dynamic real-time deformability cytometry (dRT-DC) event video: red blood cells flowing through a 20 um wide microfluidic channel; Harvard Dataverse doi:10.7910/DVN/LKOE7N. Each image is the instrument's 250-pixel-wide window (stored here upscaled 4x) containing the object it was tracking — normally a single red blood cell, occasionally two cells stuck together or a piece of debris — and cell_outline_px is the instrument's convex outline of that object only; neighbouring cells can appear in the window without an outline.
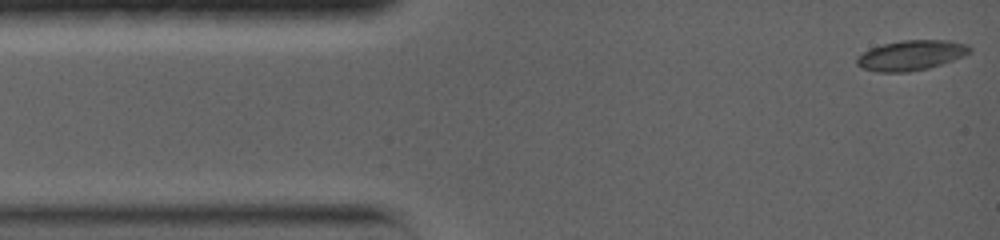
{"species": "common noctule bat (a hibernating species)", "species_latin": "Nyctalus noctula", "temperature_condition": "warm", "stored_images_in_passage": 81, "camera_frame_rate_fps": 5000, "um_per_image_px": 0.085, "animal": {"sex": "female", "body_mass_g": 19.0, "forearm_length_mm": 56.7}, "frame": {"image": 1, "passage_image": 1, "time_ms": 0.0, "image_size_px": [1000, 240], "cell_outline_px": [[972, 52], [964, 56], [928, 68], [908, 72], [880, 72], [864, 68], [856, 64], [856, 56], [872, 48], [884, 44], [904, 40], [948, 40], [968, 44], [972, 48]], "centroid_in_image_um": [77.48, 4.69], "position_along_channel_um": 7.5, "area_um2": 19.65}}
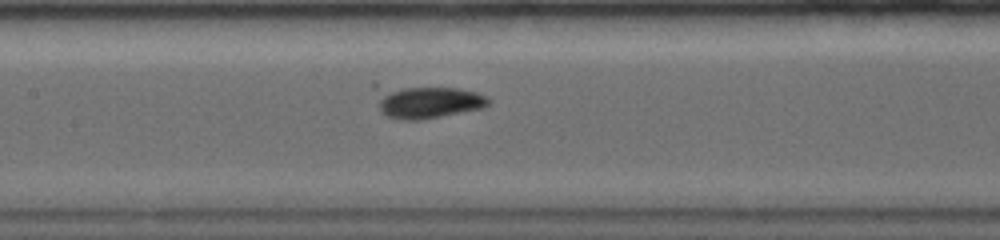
{"frame": {"image": 2, "passage_image": 35, "time_ms": 6.4, "image_size_px": [1000, 240], "cell_outline_px": [[492, 100], [484, 108], [420, 120], [400, 120], [388, 116], [380, 112], [372, 84], [372, 80], [456, 88], [476, 92], [488, 96]], "centroid_in_image_um": [36.1, 8.54], "position_along_channel_um": 171.3, "area_um2": 23.58}}
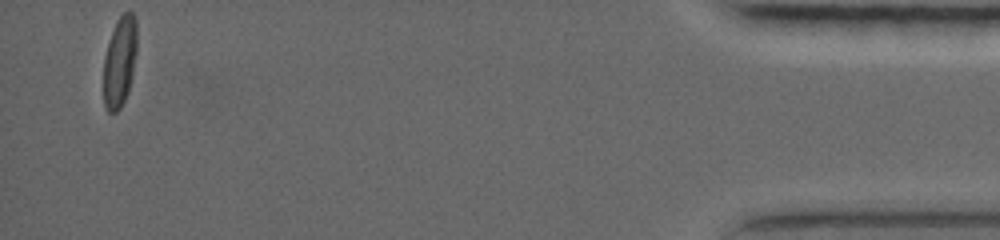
{"frame": {"image": 3, "passage_image": 81, "time_ms": 16.2, "image_size_px": [1000, 240], "cell_outline_px": [[136, 52], [132, 76], [128, 92], [120, 108], [116, 112], [108, 112], [104, 104], [104, 56], [116, 20], [124, 12], [132, 12], [136, 16]], "centroid_in_image_um": [10.18, 5.22], "position_along_channel_um": 425.0, "area_um2": 17.51}, "authors_computed_cell_mechanics": {"area_um2": 18.6694, "velocity_mm_per_s": 3.7069, "shape_relaxation_time_tau1_ms": 4.5008, "shape_relaxation_time_tau2_ms": null, "deformation_change_tau1": 0.1677, "deformation_change_tau2": null}}